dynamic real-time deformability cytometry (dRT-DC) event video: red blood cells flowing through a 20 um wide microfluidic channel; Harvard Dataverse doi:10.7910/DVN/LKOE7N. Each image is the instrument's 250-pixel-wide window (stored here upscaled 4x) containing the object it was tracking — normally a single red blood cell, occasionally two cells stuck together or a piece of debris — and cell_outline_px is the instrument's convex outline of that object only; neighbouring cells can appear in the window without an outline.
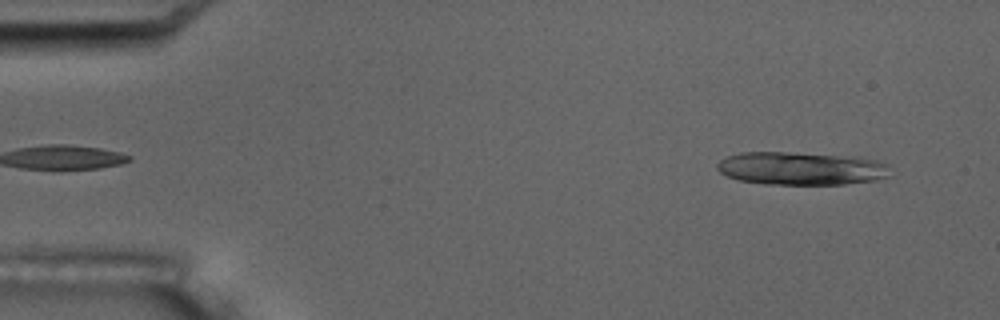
{"species": "common noctule bat (a hibernating species)", "species_latin": "Nyctalus noctula", "temperature_condition": "room temperature", "stored_images_in_passage": 9, "segment_of_instrument_passage": [1, 2], "camera_frame_rate_fps": 3000, "um_per_image_px": 0.085, "animal": {"sex": "male", "body_mass_g": 17.5, "forearm_length_mm": 52.3}, "frame": {"image": 1, "passage_image": 1, "time_ms": 0.0, "image_size_px": [1000, 320], "cell_outline_px": [[892, 176], [876, 180], [844, 184], [764, 184], [736, 180], [720, 172], [716, 168], [716, 164], [720, 160], [728, 156], [740, 152], [784, 152], [860, 156], [876, 160], [888, 164]], "centroid_in_image_um": [68.14, 14.31], "position_along_channel_um": 16.9, "area_um2": 33.81}}